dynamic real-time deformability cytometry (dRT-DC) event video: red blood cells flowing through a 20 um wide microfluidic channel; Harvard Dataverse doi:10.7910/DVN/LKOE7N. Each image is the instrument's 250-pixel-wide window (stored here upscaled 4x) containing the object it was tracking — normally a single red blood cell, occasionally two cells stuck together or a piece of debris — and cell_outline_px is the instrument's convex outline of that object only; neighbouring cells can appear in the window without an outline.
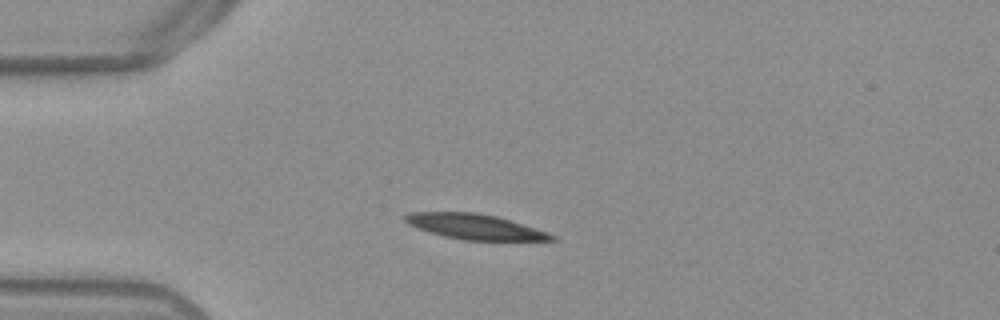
{"species": "Egyptian fruit bat (a non-hibernating species)", "species_latin": "Rousettus aegyptiacus", "temperature_condition": "warm", "stored_images_in_passage": 41, "camera_frame_rate_fps": 3000, "um_per_image_px": 0.085, "frame": {"image": 1, "passage_image": 1, "time_ms": 0.0, "image_size_px": [1000, 320], "cell_outline_px": [[560, 240], [464, 240], [444, 236], [408, 224], [404, 220], [404, 216], [412, 212], [476, 212], [496, 216], [512, 220], [548, 232], [556, 236]], "centroid_in_image_um": [40.43, 19.26], "position_along_channel_um": 44.6, "area_um2": 21.39}}
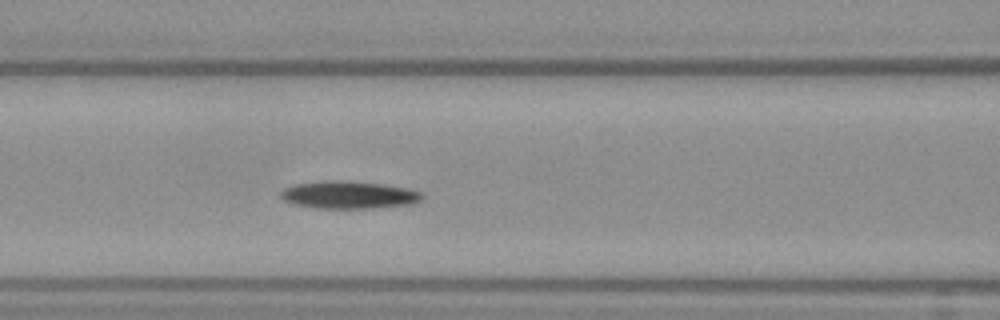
{"frame": {"image": 2, "passage_image": 10, "time_ms": 3.0, "image_size_px": [1000, 320], "cell_outline_px": [[424, 196], [420, 200], [408, 204], [372, 208], [316, 208], [292, 204], [284, 200], [280, 196], [280, 192], [284, 188], [292, 184], [316, 180], [352, 180], [384, 184], [408, 188], [424, 192]], "centroid_in_image_um": [29.6, 16.54], "position_along_channel_um": 137.0, "area_um2": 23.18}}
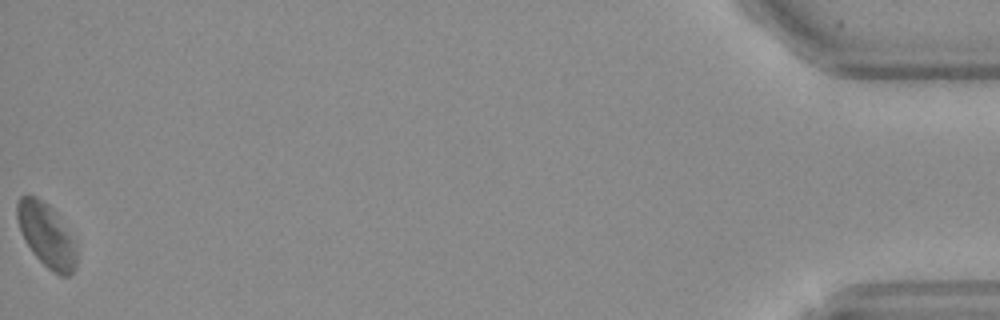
{"frame": {"image": 3, "passage_image": 41, "time_ms": 13.333, "image_size_px": [1000, 320], "cell_outline_px": [[76, 268], [68, 276], [60, 276], [52, 272], [32, 252], [24, 240], [16, 216], [16, 204], [20, 196], [36, 196], [56, 216], [72, 240], [76, 248]], "centroid_in_image_um": [3.91, 20.05], "position_along_channel_um": 431.3, "area_um2": 21.15}, "authors_computed_cell_mechanics": {"area_um2": 22.4264, "velocity_mm_per_s": 3.7941, "shape_relaxation_time_tau1_ms": 5.3477, "shape_relaxation_time_tau2_ms": null, "deformation_change_tau1": 0.153, "deformation_change_tau2": null}}